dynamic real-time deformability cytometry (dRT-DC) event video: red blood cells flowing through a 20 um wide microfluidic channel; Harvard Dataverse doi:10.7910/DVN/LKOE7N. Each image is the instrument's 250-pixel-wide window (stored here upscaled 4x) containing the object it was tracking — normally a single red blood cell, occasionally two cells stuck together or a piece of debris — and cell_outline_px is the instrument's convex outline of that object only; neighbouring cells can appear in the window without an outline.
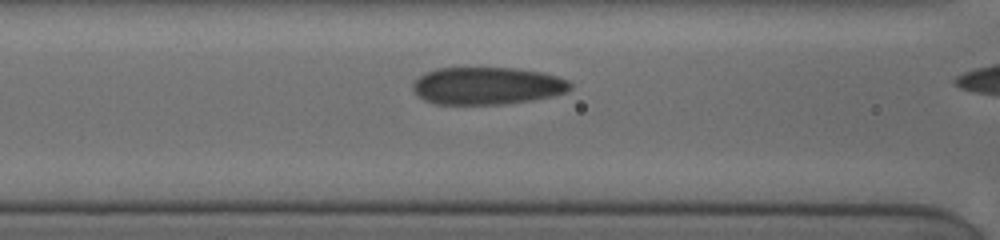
{"species": "human", "species_latin": "Homo sapiens", "temperature_condition": "cold", "stored_images_in_passage": 12, "camera_frame_rate_fps": 3000, "um_per_image_px": 0.085, "donor": {"sex": "female"}, "frame": {"image": 1, "passage_image": 3, "time_ms": 0.333, "image_size_px": [1000, 240], "cell_outline_px": [[572, 88], [564, 92], [552, 96], [532, 100], [500, 104], [436, 104], [424, 100], [412, 88], [412, 84], [424, 72], [436, 68], [516, 68], [540, 72], [556, 76], [568, 80], [572, 84]], "centroid_in_image_um": [41.4, 7.29], "position_along_channel_um": 125.2, "area_um2": 34.22}}
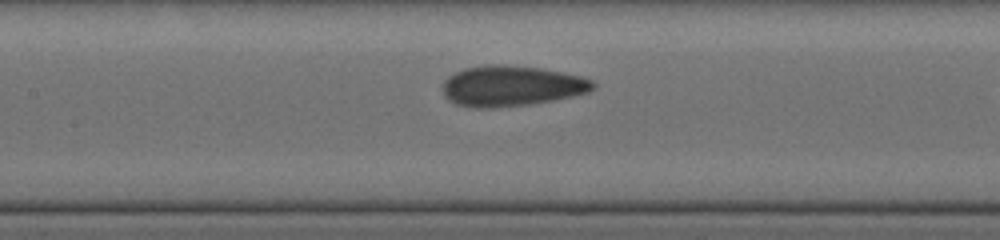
{"frame": {"image": 2, "passage_image": 9, "time_ms": 1.333, "image_size_px": [1000, 240], "cell_outline_px": [[596, 88], [588, 92], [572, 96], [552, 100], [528, 104], [456, 104], [448, 100], [444, 96], [444, 80], [448, 76], [464, 68], [484, 64], [504, 64], [540, 68], [564, 72], [580, 76], [592, 80], [596, 84]], "centroid_in_image_um": [43.54, 7.23], "position_along_channel_um": 163.9, "area_um2": 34.39}}